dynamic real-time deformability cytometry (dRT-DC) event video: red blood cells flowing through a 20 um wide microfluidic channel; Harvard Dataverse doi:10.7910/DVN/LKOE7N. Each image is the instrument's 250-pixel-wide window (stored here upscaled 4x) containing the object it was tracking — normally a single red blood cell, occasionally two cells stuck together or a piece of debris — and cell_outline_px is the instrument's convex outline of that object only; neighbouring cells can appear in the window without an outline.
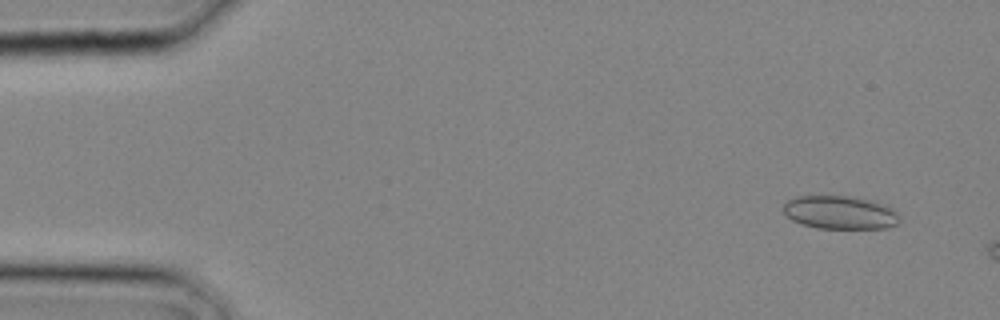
{"species": "common noctule bat (a hibernating species)", "species_latin": "Nyctalus noctula", "temperature_condition": "cold", "stored_images_in_passage": 2, "camera_frame_rate_fps": 3000, "um_per_image_px": 0.085, "animal": {"sex": "male", "body_mass_g": 20.4}, "frame": {"image": 1, "passage_image": 1, "time_ms": 0.0, "image_size_px": [1000, 320], "cell_outline_px": [[900, 220], [896, 224], [888, 228], [816, 228], [792, 220], [784, 212], [784, 204], [788, 200], [800, 196], [848, 196], [888, 204], [900, 216]], "centroid_in_image_um": [71.45, 18.06], "position_along_channel_um": 13.6, "area_um2": 22.43}}